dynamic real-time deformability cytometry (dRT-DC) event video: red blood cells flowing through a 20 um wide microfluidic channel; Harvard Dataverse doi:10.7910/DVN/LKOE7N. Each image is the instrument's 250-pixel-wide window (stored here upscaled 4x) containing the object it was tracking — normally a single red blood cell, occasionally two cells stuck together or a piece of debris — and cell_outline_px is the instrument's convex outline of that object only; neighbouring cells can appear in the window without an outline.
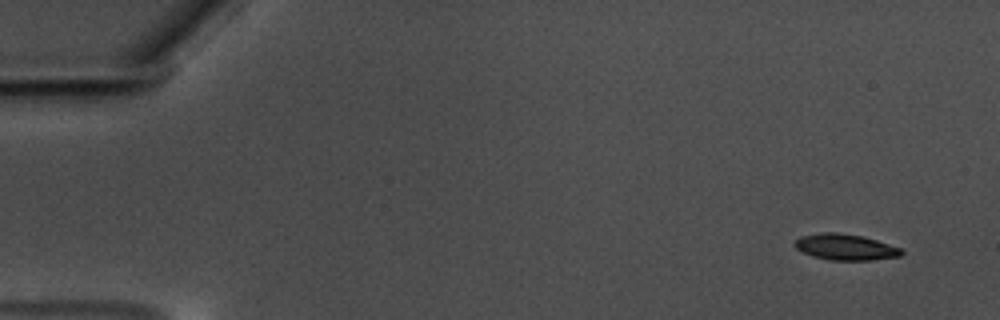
{"species": "common noctule bat (a hibernating species)", "species_latin": "Nyctalus noctula", "temperature_condition": "warm", "stored_images_in_passage": 56, "camera_frame_rate_fps": 3000, "um_per_image_px": 0.085, "animal": {"sex": "male", "body_mass_g": 17.5, "forearm_length_mm": 52.3}, "frame": {"image": 1, "passage_image": 1, "time_ms": 0.0, "image_size_px": [1000, 320], "cell_outline_px": [[904, 252], [900, 256], [872, 260], [828, 260], [812, 256], [796, 248], [792, 244], [800, 236], [820, 232], [840, 232], [864, 236], [904, 248]], "centroid_in_image_um": [71.89, 20.99], "position_along_channel_um": 13.1, "area_um2": 16.53}}
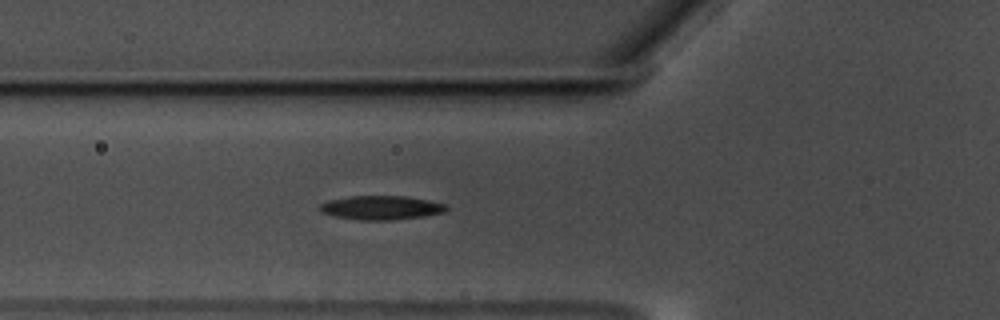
{"frame": {"image": 2, "passage_image": 19, "time_ms": 6.0, "image_size_px": [1000, 320], "cell_outline_px": [[448, 208], [444, 212], [424, 216], [388, 220], [360, 220], [336, 216], [320, 212], [320, 204], [328, 200], [352, 196], [404, 196], [428, 200], [448, 204]], "centroid_in_image_um": [32.42, 17.65], "position_along_channel_um": 93.4, "area_um2": 17.57}}
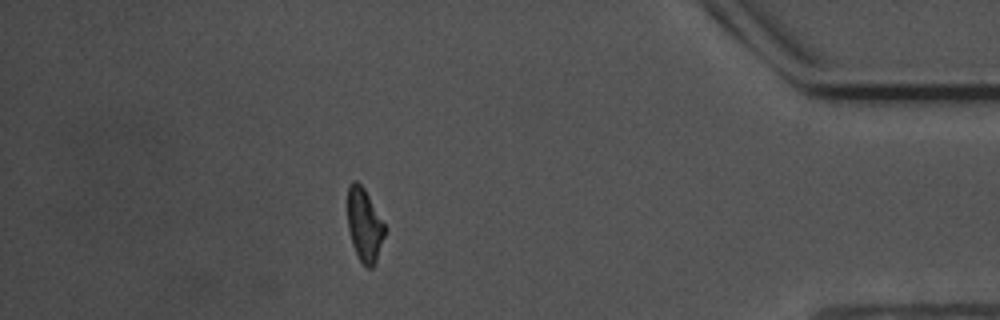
{"frame": {"image": 3, "passage_image": 49, "time_ms": 16.0, "image_size_px": [1000, 320], "cell_outline_px": [[384, 236], [376, 260], [372, 268], [368, 268], [360, 260], [352, 244], [348, 228], [348, 184], [352, 180], [356, 180], [364, 188], [384, 224]], "centroid_in_image_um": [30.95, 19.1], "position_along_channel_um": 404.3, "area_um2": 15.49}, "authors_computed_cell_mechanics": {"area_um2": 16.7331, "velocity_mm_per_s": 3.5277, "shape_relaxation_time_tau1_ms": 3.2347, "shape_relaxation_time_tau2_ms": 5.5494, "deformation_change_tau1": 0.1182, "deformation_change_tau2": 0.1298}}